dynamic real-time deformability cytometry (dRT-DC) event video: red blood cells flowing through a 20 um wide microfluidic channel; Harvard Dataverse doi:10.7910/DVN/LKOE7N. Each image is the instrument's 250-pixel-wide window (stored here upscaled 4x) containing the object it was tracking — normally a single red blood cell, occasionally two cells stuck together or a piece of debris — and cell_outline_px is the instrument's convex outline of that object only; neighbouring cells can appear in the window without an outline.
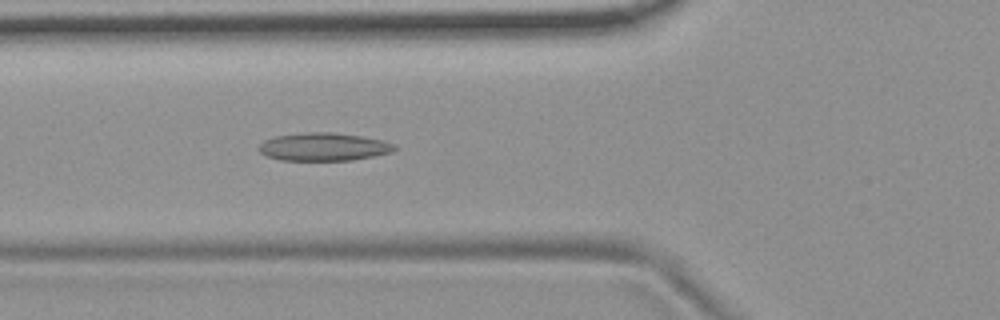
{"species": "common noctule bat (a hibernating species)", "species_latin": "Nyctalus noctula", "temperature_condition": "room temperature", "stored_images_in_passage": 6, "camera_frame_rate_fps": 3000, "um_per_image_px": 0.085, "animal": {"sex": "female", "body_mass_g": 19.9}, "frame": {"image": 1, "passage_image": 6, "time_ms": 1.667, "image_size_px": [1000, 320], "cell_outline_px": [[400, 148], [392, 152], [352, 160], [280, 160], [268, 156], [260, 152], [256, 148], [264, 140], [276, 136], [308, 132], [332, 132], [360, 136], [384, 140], [396, 144]], "centroid_in_image_um": [27.55, 12.48], "position_along_channel_um": 98.3, "area_um2": 22.2}}